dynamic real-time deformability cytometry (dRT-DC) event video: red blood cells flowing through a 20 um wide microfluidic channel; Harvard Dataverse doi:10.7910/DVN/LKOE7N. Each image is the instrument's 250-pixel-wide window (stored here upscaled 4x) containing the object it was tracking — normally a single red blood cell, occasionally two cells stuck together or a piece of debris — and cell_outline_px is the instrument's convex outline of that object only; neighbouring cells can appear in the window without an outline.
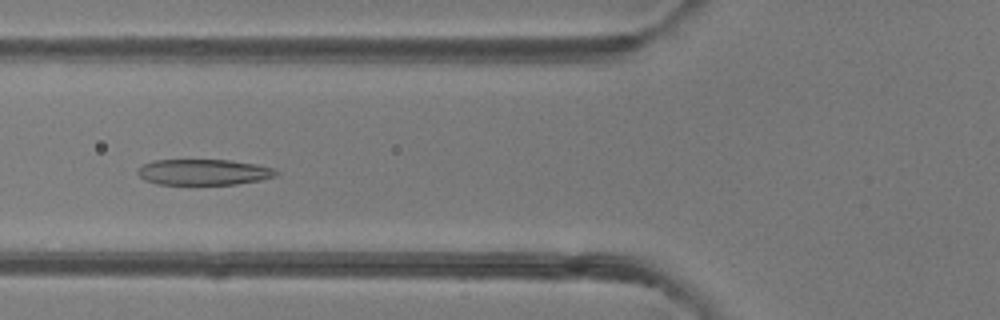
{"species": "common noctule bat (a hibernating species)", "species_latin": "Nyctalus noctula", "temperature_condition": "room temperature", "stored_images_in_passage": 23, "camera_frame_rate_fps": 3000, "um_per_image_px": 0.085, "animal": {"sex": "female"}, "frame": {"image": 1, "passage_image": 6, "time_ms": 1.667, "image_size_px": [1000, 320], "cell_outline_px": [[280, 172], [276, 176], [260, 180], [236, 184], [156, 184], [144, 180], [136, 172], [144, 164], [156, 160], [228, 160], [256, 164], [276, 168]], "centroid_in_image_um": [17.35, 14.63], "position_along_channel_um": 108.4, "area_um2": 20.81}}
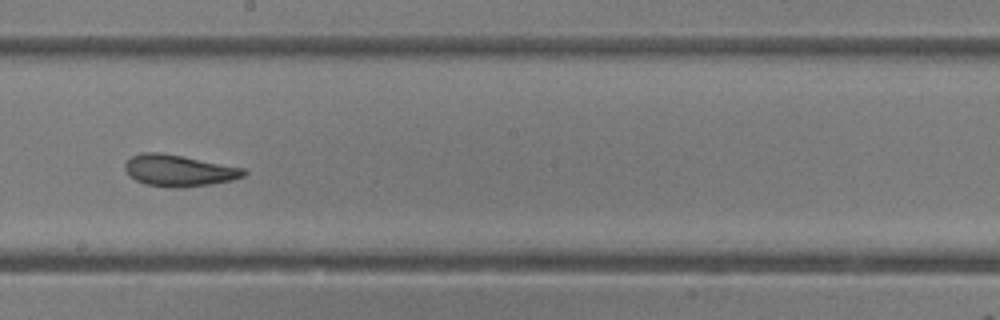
{"frame": {"image": 2, "passage_image": 15, "time_ms": 4.667, "image_size_px": [1000, 320], "cell_outline_px": [[248, 172], [244, 176], [232, 180], [212, 184], [184, 188], [172, 188], [144, 184], [128, 176], [124, 168], [124, 164], [132, 156], [140, 152], [160, 152], [244, 168]], "centroid_in_image_um": [15.18, 14.51], "position_along_channel_um": 233.0, "area_um2": 21.96}}
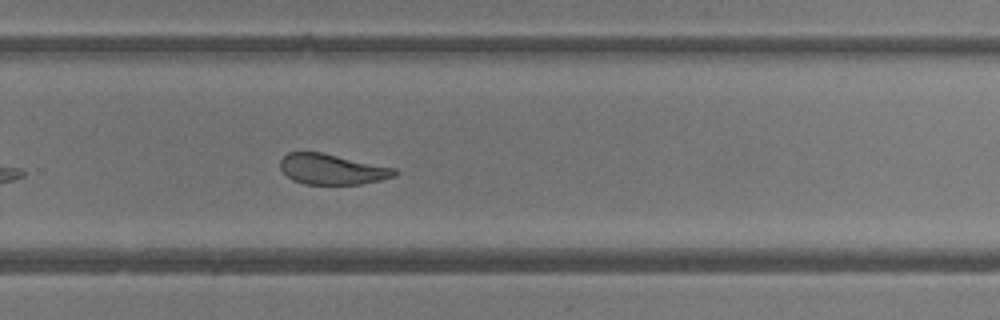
{"frame": {"image": 3, "passage_image": 20, "time_ms": 6.333, "image_size_px": [1000, 320], "cell_outline_px": [[400, 172], [396, 176], [380, 180], [360, 184], [304, 184], [292, 180], [280, 168], [280, 160], [288, 152], [320, 152], [396, 168]], "centroid_in_image_um": [28.24, 14.39], "position_along_channel_um": 301.6, "area_um2": 20.29}}